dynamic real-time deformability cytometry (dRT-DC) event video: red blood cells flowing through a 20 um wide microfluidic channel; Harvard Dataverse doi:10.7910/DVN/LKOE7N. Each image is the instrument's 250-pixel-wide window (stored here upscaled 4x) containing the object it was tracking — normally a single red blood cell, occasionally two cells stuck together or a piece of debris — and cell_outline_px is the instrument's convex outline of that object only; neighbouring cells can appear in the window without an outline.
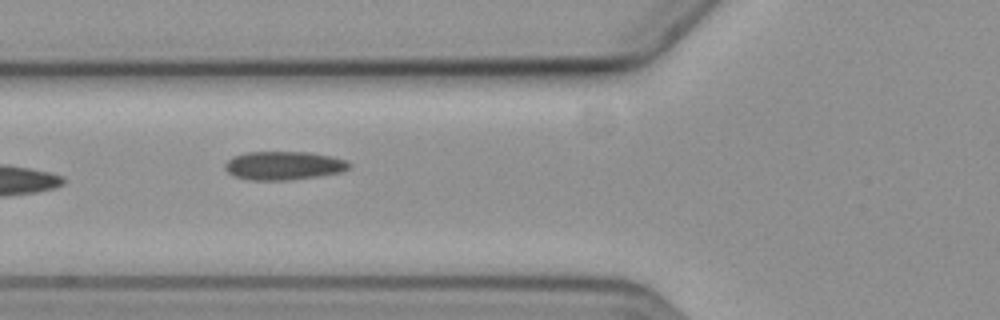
{"species": "common noctule bat (a hibernating species)", "species_latin": "Nyctalus noctula", "temperature_condition": "cold", "stored_images_in_passage": 2, "camera_frame_rate_fps": 3000, "um_per_image_px": 0.085, "animal": {"sex": "female", "body_mass_g": 19.3, "forearm_length_mm": 54.1}, "frame": {"image": 1, "passage_image": 2, "time_ms": 1.333, "image_size_px": [1000, 320], "cell_outline_px": [[352, 164], [348, 168], [340, 172], [320, 176], [288, 180], [248, 180], [232, 176], [224, 168], [224, 164], [232, 156], [244, 152], [308, 152], [332, 156], [348, 160]], "centroid_in_image_um": [24.09, 14.07], "position_along_channel_um": 101.7, "area_um2": 20.92}}